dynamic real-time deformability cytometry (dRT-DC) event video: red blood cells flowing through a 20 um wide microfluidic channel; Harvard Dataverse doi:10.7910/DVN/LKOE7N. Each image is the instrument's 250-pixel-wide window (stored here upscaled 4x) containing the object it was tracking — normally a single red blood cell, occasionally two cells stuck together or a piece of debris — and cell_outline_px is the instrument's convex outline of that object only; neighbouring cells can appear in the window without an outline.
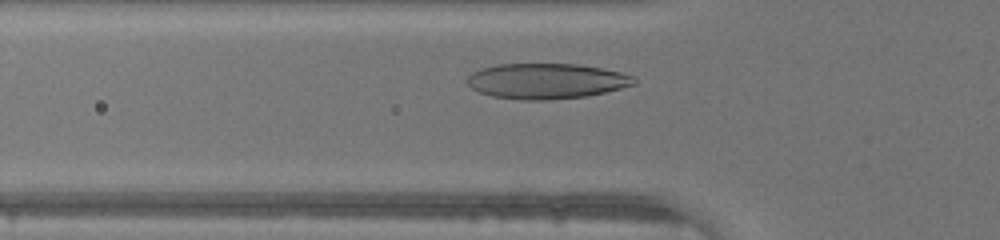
{"species": "human", "species_latin": "Homo sapiens", "temperature_condition": "warm", "stored_images_in_passage": 28, "camera_frame_rate_fps": 3000, "um_per_image_px": 0.085, "donor": {"sex": "male"}, "frame": {"image": 1, "passage_image": 7, "time_ms": 2.0, "image_size_px": [1000, 240], "cell_outline_px": [[636, 84], [588, 96], [548, 100], [524, 100], [492, 96], [480, 92], [472, 88], [464, 80], [472, 72], [480, 68], [496, 64], [576, 64], [600, 68], [620, 72], [632, 76], [636, 80]], "centroid_in_image_um": [46.4, 6.89], "position_along_channel_um": 79.4, "area_um2": 34.45}}
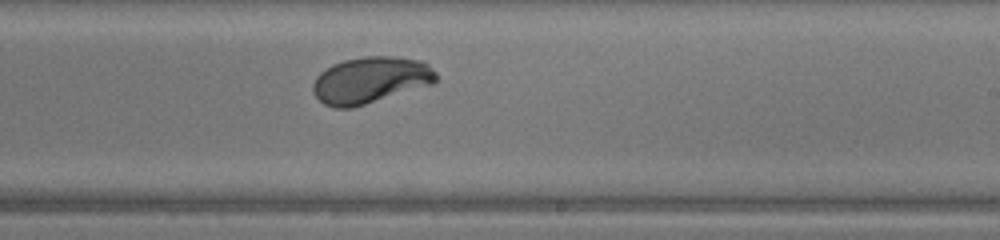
{"frame": {"image": 2, "passage_image": 19, "time_ms": 6.0, "image_size_px": [1000, 240], "cell_outline_px": [[436, 80], [432, 84], [352, 108], [332, 108], [324, 104], [312, 92], [312, 84], [316, 76], [320, 72], [332, 64], [344, 60], [364, 56], [396, 56], [420, 60], [428, 64], [436, 72]], "centroid_in_image_um": [31.46, 6.8], "position_along_channel_um": 257.5, "area_um2": 33.47}}
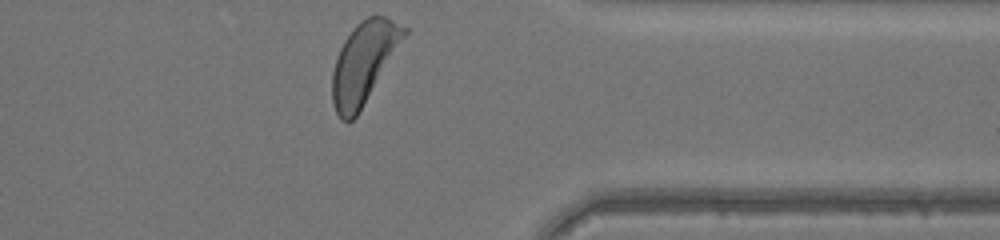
{"frame": {"image": 3, "passage_image": 28, "time_ms": 9.0, "image_size_px": [1000, 240], "cell_outline_px": [[408, 32], [356, 116], [348, 124], [340, 120], [332, 104], [332, 72], [336, 56], [344, 40], [356, 24], [368, 16], [384, 16], [408, 28]], "centroid_in_image_um": [30.88, 5.34], "position_along_channel_um": 380.5, "area_um2": 33.47}}